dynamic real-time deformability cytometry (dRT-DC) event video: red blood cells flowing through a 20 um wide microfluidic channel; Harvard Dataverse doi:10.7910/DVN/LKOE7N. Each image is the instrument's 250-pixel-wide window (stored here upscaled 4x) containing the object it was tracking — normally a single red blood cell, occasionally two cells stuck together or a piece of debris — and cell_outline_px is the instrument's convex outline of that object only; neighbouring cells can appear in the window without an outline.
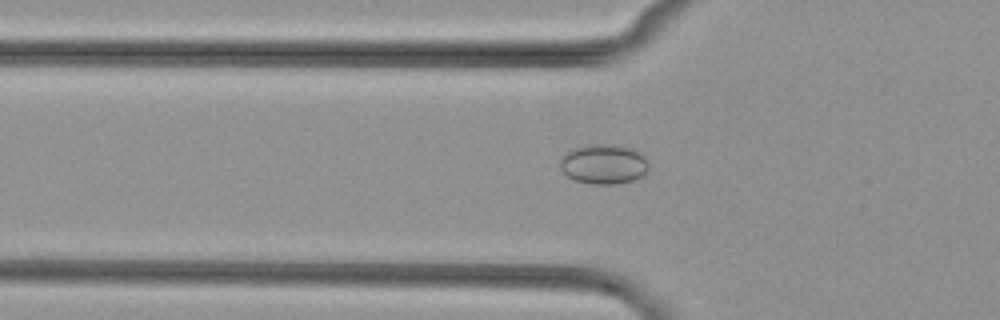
{"species": "common noctule bat (a hibernating species)", "species_latin": "Nyctalus noctula", "temperature_condition": "cold", "stored_images_in_passage": 40, "camera_frame_rate_fps": 3000, "um_per_image_px": 0.085, "animal": {"sex": "female", "body_mass_g": 29.2, "forearm_length_mm": 56.3}, "frame": {"image": 1, "passage_image": 7, "time_ms": 2.0, "image_size_px": [1000, 320], "cell_outline_px": [[648, 168], [640, 176], [632, 180], [616, 184], [592, 184], [576, 180], [568, 176], [560, 168], [560, 160], [564, 152], [572, 148], [592, 144], [608, 144], [632, 148], [640, 152], [644, 156], [648, 164]], "centroid_in_image_um": [51.28, 13.93], "position_along_channel_um": 74.5, "area_um2": 20.46}}
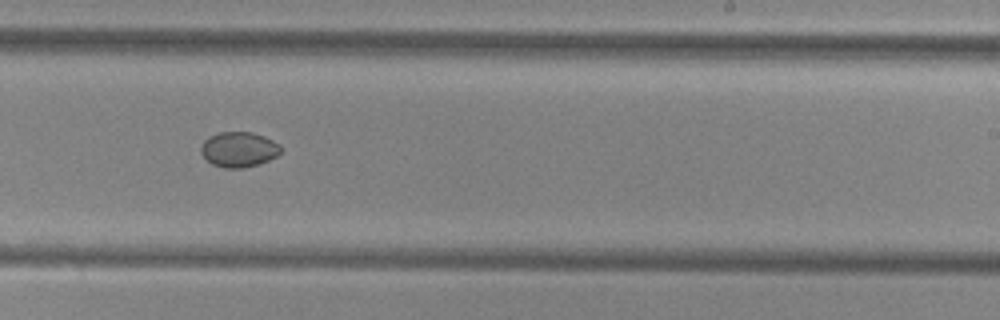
{"frame": {"image": 2, "passage_image": 22, "time_ms": 7.0, "image_size_px": [1000, 320], "cell_outline_px": [[284, 148], [276, 156], [260, 164], [244, 168], [224, 168], [212, 164], [200, 152], [200, 148], [204, 140], [208, 136], [220, 132], [252, 132], [264, 136], [280, 144]], "centroid_in_image_um": [20.31, 12.7], "position_along_channel_um": 268.7, "area_um2": 16.53}}
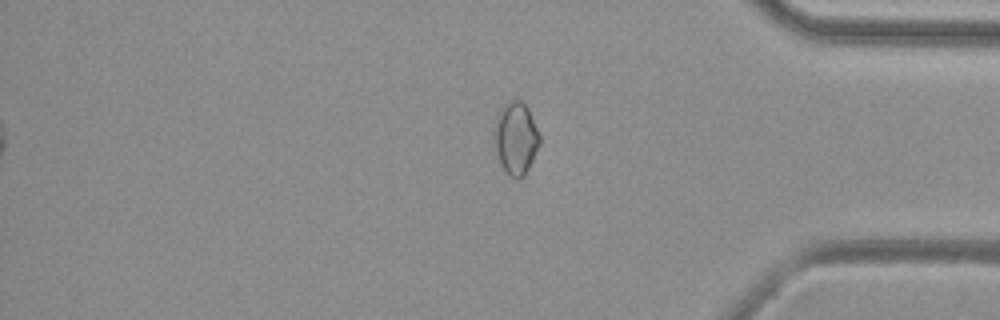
{"frame": {"image": 3, "passage_image": 33, "time_ms": 10.667, "image_size_px": [1000, 320], "cell_outline_px": [[540, 144], [524, 176], [516, 180], [504, 172], [500, 164], [492, 144], [492, 128], [496, 116], [500, 108], [508, 100], [520, 100], [528, 108], [540, 136]], "centroid_in_image_um": [43.78, 11.76], "position_along_channel_um": 391.4, "area_um2": 19.77}}